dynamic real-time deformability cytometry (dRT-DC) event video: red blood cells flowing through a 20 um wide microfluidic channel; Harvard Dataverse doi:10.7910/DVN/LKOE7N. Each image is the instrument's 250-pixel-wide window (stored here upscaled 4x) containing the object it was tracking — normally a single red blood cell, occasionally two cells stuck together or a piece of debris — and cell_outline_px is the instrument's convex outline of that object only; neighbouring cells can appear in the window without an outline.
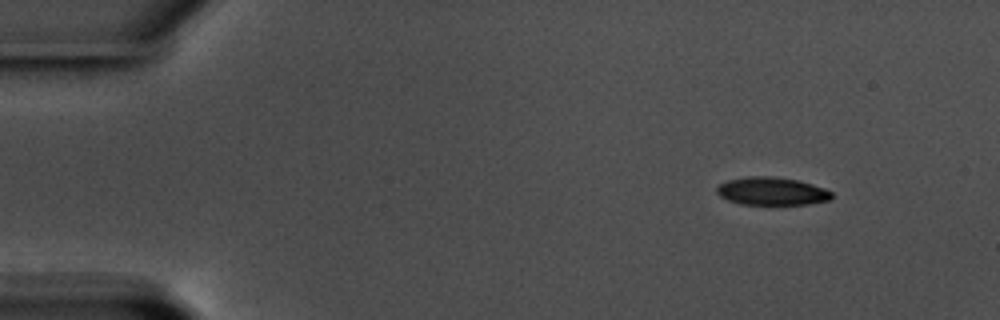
{"species": "common noctule bat (a hibernating species)", "species_latin": "Nyctalus noctula", "temperature_condition": "warm", "stored_images_in_passage": 52, "camera_frame_rate_fps": 3000, "um_per_image_px": 0.085, "animal": {"sex": "male", "body_mass_g": 17.5, "forearm_length_mm": 52.3}, "frame": {"image": 1, "passage_image": 1, "time_ms": 0.0, "image_size_px": [1000, 320], "cell_outline_px": [[832, 196], [828, 200], [808, 204], [740, 204], [728, 200], [720, 196], [716, 192], [716, 188], [720, 184], [728, 180], [748, 176], [772, 176], [796, 180], [812, 184], [824, 188], [832, 192]], "centroid_in_image_um": [65.58, 16.25], "position_along_channel_um": 19.4, "area_um2": 18.55}}
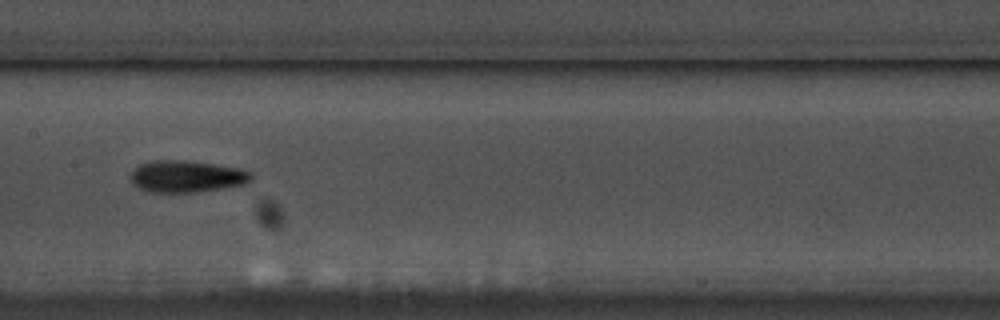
{"frame": {"image": 2, "passage_image": 24, "time_ms": 7.667, "image_size_px": [1000, 320], "cell_outline_px": [[252, 180], [244, 184], [196, 192], [148, 192], [132, 184], [132, 172], [140, 164], [148, 160], [184, 160], [216, 164], [240, 168], [252, 172]], "centroid_in_image_um": [15.87, 14.98], "position_along_channel_um": 191.5, "area_um2": 22.37}}
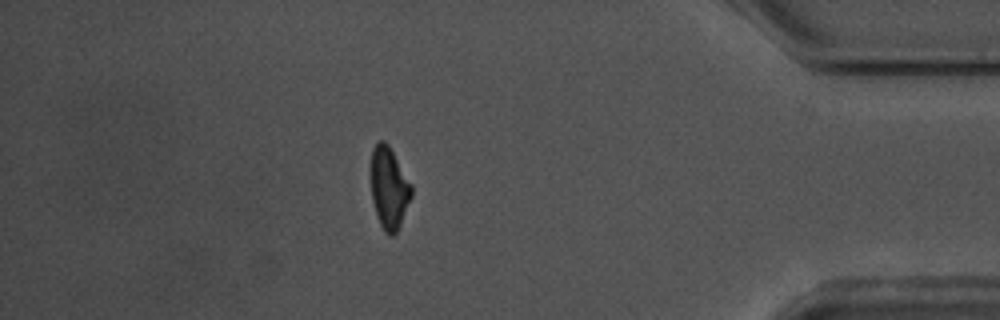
{"frame": {"image": 3, "passage_image": 45, "time_ms": 14.667, "image_size_px": [1000, 320], "cell_outline_px": [[412, 196], [400, 224], [396, 232], [392, 236], [388, 236], [384, 232], [376, 216], [372, 200], [368, 168], [372, 148], [380, 140], [384, 140], [388, 144], [412, 184]], "centroid_in_image_um": [33.02, 15.95], "position_along_channel_um": 402.2, "area_um2": 19.94}, "authors_computed_cell_mechanics": {"area_um2": 19.941, "velocity_mm_per_s": 3.5465, "shape_relaxation_time_tau1_ms": 3.8048, "shape_relaxation_time_tau2_ms": 4.6959, "deformation_change_tau1": 0.1372, "deformation_change_tau2": 0.1428}}